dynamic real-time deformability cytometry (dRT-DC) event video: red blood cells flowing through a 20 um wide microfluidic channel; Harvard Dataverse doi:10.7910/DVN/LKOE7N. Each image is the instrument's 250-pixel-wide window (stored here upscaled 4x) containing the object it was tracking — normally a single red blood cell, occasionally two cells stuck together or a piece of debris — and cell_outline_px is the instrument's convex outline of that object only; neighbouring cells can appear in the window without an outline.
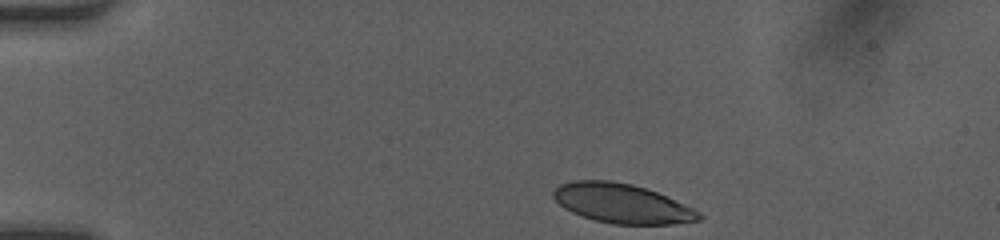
{"species": "human", "species_latin": "Homo sapiens", "temperature_condition": "room temperature", "stored_images_in_passage": 35, "camera_frame_rate_fps": 3000, "um_per_image_px": 0.085, "donor": {"sex": "female"}, "frame": {"image": 1, "passage_image": 1, "time_ms": 0.0, "image_size_px": [1000, 240], "cell_outline_px": [[704, 216], [700, 220], [672, 224], [612, 224], [596, 220], [572, 212], [564, 208], [552, 196], [552, 192], [560, 184], [572, 180], [612, 180], [632, 184], [656, 192], [692, 208], [700, 212]], "centroid_in_image_um": [52.85, 17.29], "position_along_channel_um": 32.2, "area_um2": 33.18}}
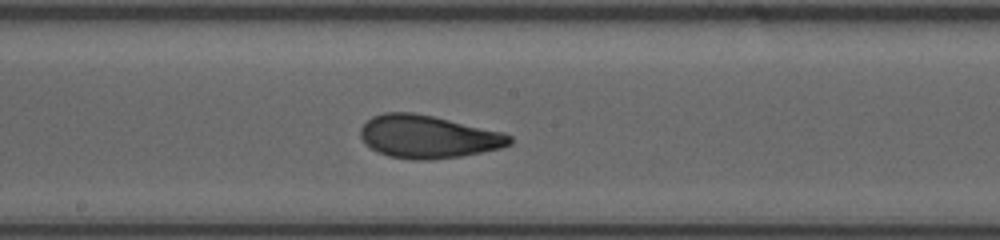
{"frame": {"image": 2, "passage_image": 19, "time_ms": 6.0, "image_size_px": [1000, 240], "cell_outline_px": [[512, 144], [500, 148], [460, 156], [428, 160], [416, 160], [388, 156], [364, 144], [360, 136], [360, 128], [372, 116], [384, 112], [412, 112], [432, 116], [500, 132], [512, 136]], "centroid_in_image_um": [36.34, 11.62], "position_along_channel_um": 211.9, "area_um2": 36.88}}
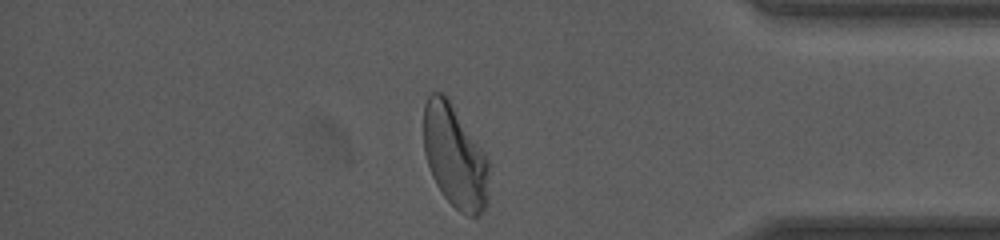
{"frame": {"image": 3, "passage_image": 34, "time_ms": 11.0, "image_size_px": [1000, 240], "cell_outline_px": [[488, 204], [480, 216], [468, 216], [460, 212], [444, 196], [436, 184], [432, 176], [424, 152], [424, 104], [428, 96], [432, 92], [444, 92], [484, 152], [488, 160]], "centroid_in_image_um": [38.66, 13.32], "position_along_channel_um": 396.5, "area_um2": 39.13}, "authors_computed_cell_mechanics": {"area_um2": 36.414, "velocity_mm_per_s": 4.1524, "shape_relaxation_time_tau1_ms": 4.3144, "shape_relaxation_time_tau2_ms": 1.0288, "deformation_change_tau1": 0.1664, "deformation_change_tau2": 0.0701}}